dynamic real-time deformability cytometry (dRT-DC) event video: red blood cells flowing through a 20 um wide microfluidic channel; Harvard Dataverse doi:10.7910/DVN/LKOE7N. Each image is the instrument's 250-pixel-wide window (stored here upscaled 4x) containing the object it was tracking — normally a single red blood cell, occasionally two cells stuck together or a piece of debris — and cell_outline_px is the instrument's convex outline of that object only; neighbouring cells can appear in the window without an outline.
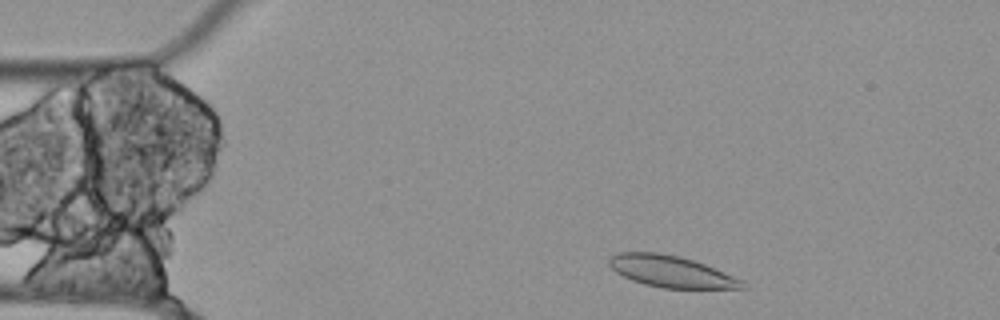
{"species": "Egyptian fruit bat (a non-hibernating species)", "species_latin": "Rousettus aegyptiacus", "temperature_condition": "cold", "stored_images_in_passage": 50, "camera_frame_rate_fps": 3000, "um_per_image_px": 0.085, "animal": {"sex": "female"}, "frame": {"image": 1, "passage_image": 4, "time_ms": 1.0, "image_size_px": [1000, 320], "cell_outline_px": [[748, 288], [664, 288], [644, 284], [632, 280], [616, 272], [608, 264], [608, 260], [612, 256], [620, 252], [660, 252], [680, 256], [704, 264], [744, 280]], "centroid_in_image_um": [57.06, 23.07], "position_along_channel_um": 27.9, "area_um2": 24.39}}
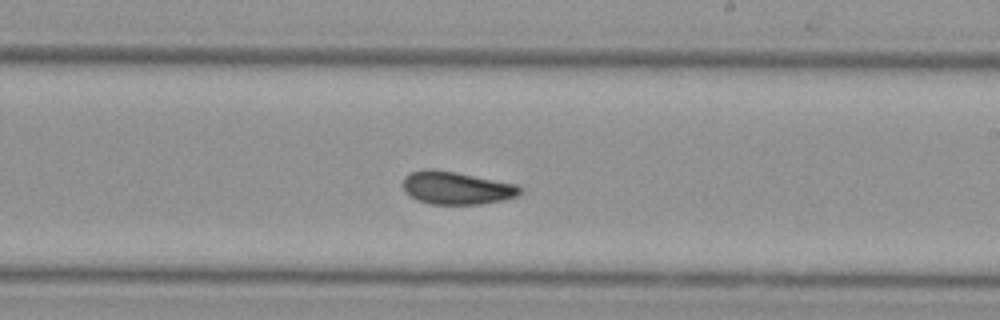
{"frame": {"image": 2, "passage_image": 27, "time_ms": 8.667, "image_size_px": [1000, 320], "cell_outline_px": [[520, 196], [504, 200], [480, 204], [428, 204], [416, 200], [404, 192], [404, 176], [408, 172], [424, 168], [456, 172], [516, 184], [520, 188]], "centroid_in_image_um": [38.77, 15.98], "position_along_channel_um": 250.2, "area_um2": 22.54}}
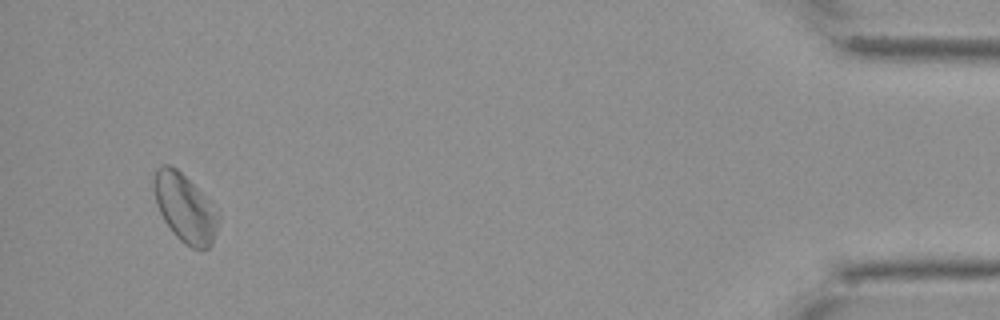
{"frame": {"image": 3, "passage_image": 48, "time_ms": 15.667, "image_size_px": [1000, 320], "cell_outline_px": [[220, 216], [216, 232], [212, 244], [208, 248], [192, 248], [180, 240], [172, 232], [164, 220], [156, 204], [152, 188], [152, 180], [156, 168], [164, 164], [168, 164], [176, 168], [200, 192]], "centroid_in_image_um": [15.67, 17.68], "position_along_channel_um": 419.5, "area_um2": 25.26}}